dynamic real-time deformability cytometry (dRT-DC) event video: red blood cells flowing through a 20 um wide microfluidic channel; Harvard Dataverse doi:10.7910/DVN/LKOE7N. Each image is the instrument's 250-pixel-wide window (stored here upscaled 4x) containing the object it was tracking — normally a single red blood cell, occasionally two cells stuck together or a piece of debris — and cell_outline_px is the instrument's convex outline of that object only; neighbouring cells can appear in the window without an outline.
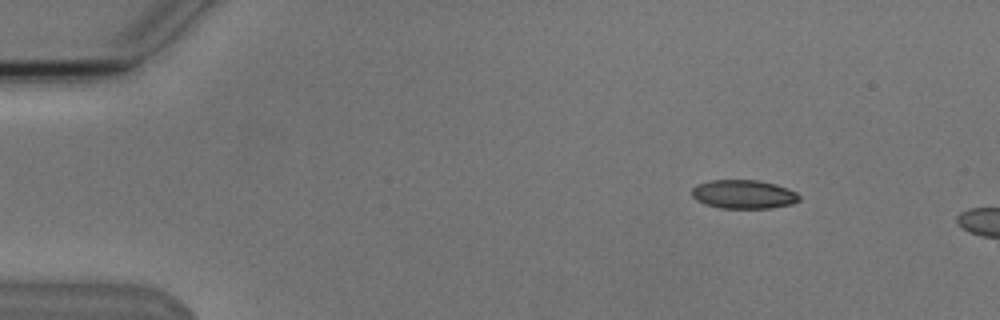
{"species": "Egyptian fruit bat (a non-hibernating species)", "species_latin": "Rousettus aegyptiacus", "temperature_condition": "cold", "stored_images_in_passage": 5, "camera_frame_rate_fps": 3000, "um_per_image_px": 0.085, "animal": {"sex": "male"}, "frame": {"image": 1, "passage_image": 2, "time_ms": 1.333, "image_size_px": [1000, 320], "cell_outline_px": [[800, 200], [792, 204], [768, 208], [720, 208], [704, 204], [696, 200], [692, 196], [692, 188], [696, 184], [708, 180], [756, 180], [776, 184], [788, 188], [796, 192], [800, 196]], "centroid_in_image_um": [63.19, 16.51], "position_along_channel_um": 21.8, "area_um2": 18.15}}